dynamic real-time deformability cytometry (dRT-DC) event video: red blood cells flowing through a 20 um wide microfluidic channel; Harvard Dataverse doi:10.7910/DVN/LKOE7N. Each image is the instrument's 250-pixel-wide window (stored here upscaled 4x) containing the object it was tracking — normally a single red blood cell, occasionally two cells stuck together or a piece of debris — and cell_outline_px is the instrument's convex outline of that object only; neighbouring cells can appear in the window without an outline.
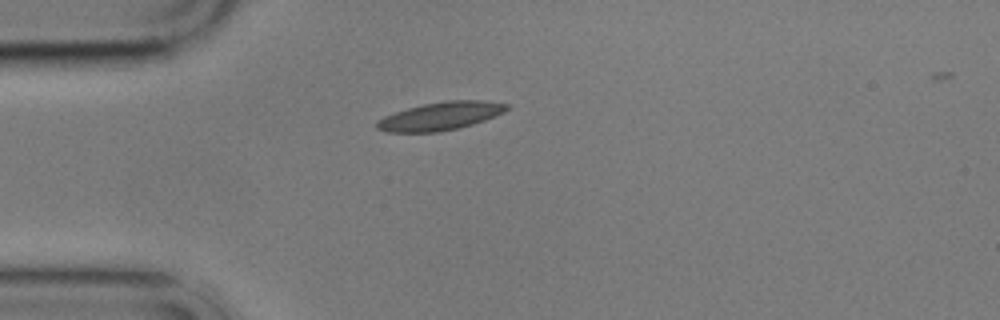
{"species": "common noctule bat (a hibernating species)", "species_latin": "Nyctalus noctula", "temperature_condition": "cold", "stored_images_in_passage": 4, "camera_frame_rate_fps": 3000, "um_per_image_px": 0.085, "animal": {"sex": "male", "body_mass_g": 17.9}, "frame": {"image": 1, "passage_image": 1, "time_ms": 0.0, "image_size_px": [1000, 320], "cell_outline_px": [[512, 108], [496, 116], [460, 128], [440, 132], [388, 132], [376, 128], [376, 120], [384, 116], [408, 108], [424, 104], [444, 100], [484, 100], [508, 104]], "centroid_in_image_um": [37.47, 9.86], "position_along_channel_um": 47.5, "area_um2": 21.44}}
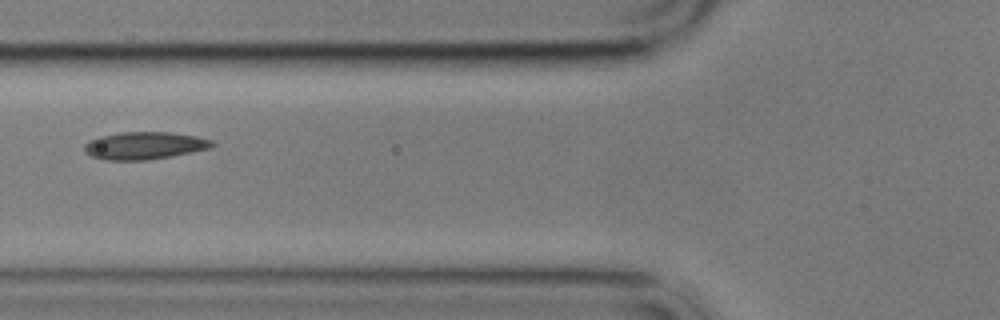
{"frame": {"image": 2, "passage_image": 3, "time_ms": 2.333, "image_size_px": [1000, 320], "cell_outline_px": [[216, 144], [212, 148], [172, 156], [148, 160], [104, 160], [92, 156], [84, 152], [84, 144], [88, 140], [100, 136], [120, 132], [168, 132], [196, 136], [212, 140]], "centroid_in_image_um": [12.27, 12.38], "position_along_channel_um": 113.5, "area_um2": 20.63}}
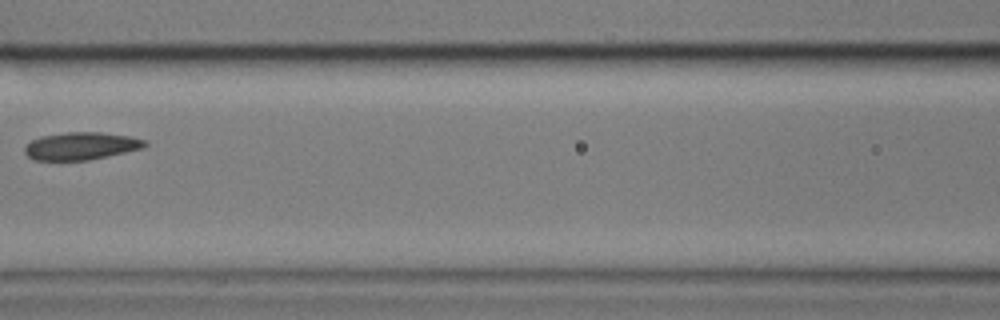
{"frame": {"image": 3, "passage_image": 4, "time_ms": 3.667, "image_size_px": [1000, 320], "cell_outline_px": [[148, 144], [144, 148], [88, 160], [36, 160], [28, 156], [24, 152], [24, 148], [32, 140], [40, 136], [68, 132], [100, 132], [132, 136], [148, 140]], "centroid_in_image_um": [6.94, 12.4], "position_along_channel_um": 159.7, "area_um2": 19.36}}